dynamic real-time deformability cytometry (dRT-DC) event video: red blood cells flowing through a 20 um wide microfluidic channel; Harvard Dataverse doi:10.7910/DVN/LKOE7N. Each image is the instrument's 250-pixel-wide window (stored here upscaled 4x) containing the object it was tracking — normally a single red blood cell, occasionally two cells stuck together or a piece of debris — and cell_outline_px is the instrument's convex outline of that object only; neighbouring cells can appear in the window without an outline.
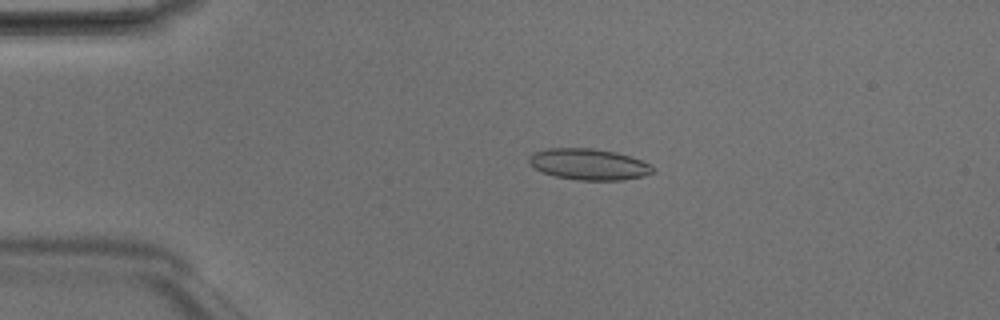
{"species": "Egyptian fruit bat (a non-hibernating species)", "species_latin": "Rousettus aegyptiacus", "temperature_condition": "room temperature", "stored_images_in_passage": 4, "camera_frame_rate_fps": 3000, "um_per_image_px": 0.085, "animal": {"sex": "male"}, "frame": {"image": 1, "passage_image": 3, "time_ms": 0.667, "image_size_px": [1000, 320], "cell_outline_px": [[656, 172], [644, 176], [624, 180], [576, 180], [556, 176], [544, 172], [528, 164], [528, 156], [544, 148], [592, 148], [616, 152], [640, 160], [656, 168]], "centroid_in_image_um": [50.06, 13.96], "position_along_channel_um": 34.9, "area_um2": 22.54}}